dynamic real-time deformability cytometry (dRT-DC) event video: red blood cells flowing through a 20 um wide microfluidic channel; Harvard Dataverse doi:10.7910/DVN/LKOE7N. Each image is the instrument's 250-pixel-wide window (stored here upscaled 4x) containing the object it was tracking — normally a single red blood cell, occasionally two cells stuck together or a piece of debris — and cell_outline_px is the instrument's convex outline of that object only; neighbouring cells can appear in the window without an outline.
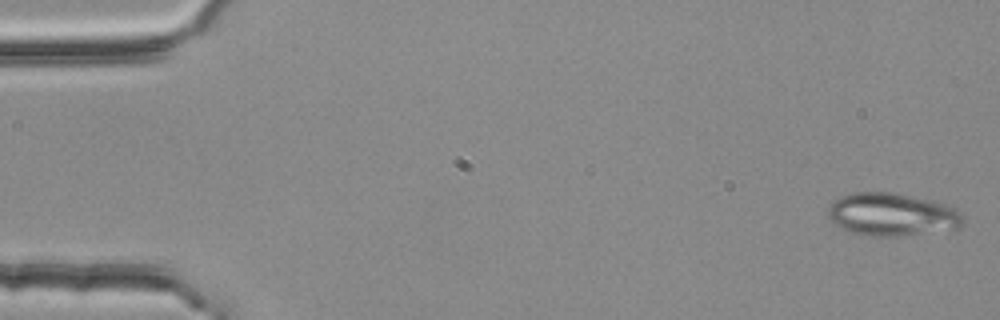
{"species": "common noctule bat (a hibernating species)", "species_latin": "Nyctalus noctula", "temperature_condition": "room temperature", "stored_images_in_passage": 3, "camera_frame_rate_fps": 3000, "um_per_image_px": 0.085, "animal": {"sex": "female", "body_mass_g": 25.1}, "frame": {"image": 1, "passage_image": 1, "time_ms": 0.0, "image_size_px": [1000, 320], "cell_outline_px": [[964, 224], [960, 228], [888, 236], [876, 236], [852, 232], [836, 224], [828, 216], [828, 208], [840, 196], [852, 192], [896, 192], [944, 204], [956, 208], [960, 212]], "centroid_in_image_um": [75.82, 18.2], "position_along_channel_um": 9.2, "area_um2": 33.06}}